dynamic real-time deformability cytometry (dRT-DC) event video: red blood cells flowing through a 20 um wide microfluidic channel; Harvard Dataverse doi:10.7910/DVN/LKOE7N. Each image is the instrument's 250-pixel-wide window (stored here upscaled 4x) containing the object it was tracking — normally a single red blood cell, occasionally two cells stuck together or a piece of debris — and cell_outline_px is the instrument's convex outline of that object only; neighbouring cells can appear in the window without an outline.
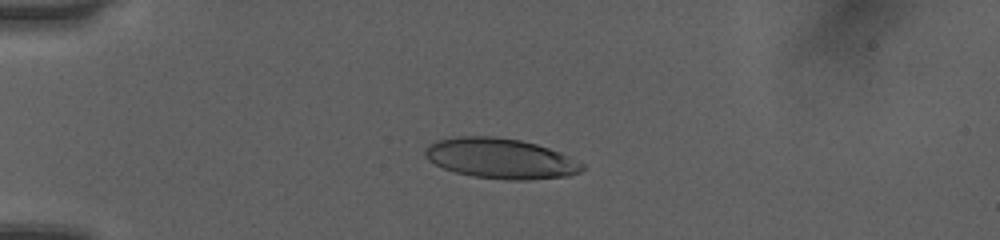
{"species": "human", "species_latin": "Homo sapiens", "temperature_condition": "room temperature", "stored_images_in_passage": 29, "camera_frame_rate_fps": 3000, "um_per_image_px": 0.085, "donor": {"sex": "female"}, "frame": {"image": 1, "passage_image": 3, "time_ms": 0.667, "image_size_px": [1000, 240], "cell_outline_px": [[568, 172], [556, 176], [484, 176], [464, 172], [436, 144], [448, 140], [512, 140], [532, 144], [544, 148], [552, 152], [556, 156]], "centroid_in_image_um": [42.71, 13.45], "position_along_channel_um": 42.3, "area_um2": 26.18}}
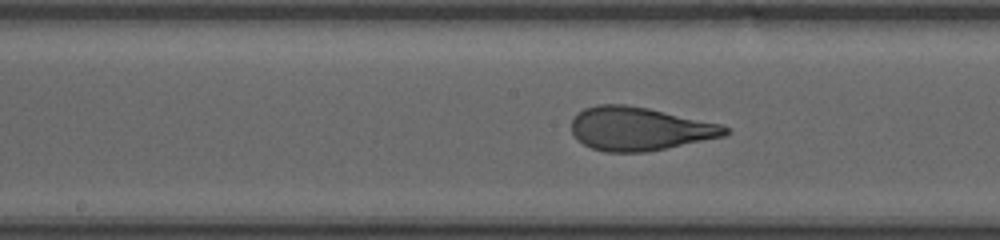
{"frame": {"image": 2, "passage_image": 17, "time_ms": 5.333, "image_size_px": [1000, 240], "cell_outline_px": [[728, 132], [716, 136], [660, 148], [596, 148], [588, 144], [576, 132], [576, 116], [592, 108], [640, 108], [728, 128]], "centroid_in_image_um": [54.4, 10.94], "position_along_channel_um": 193.8, "area_um2": 32.48}}
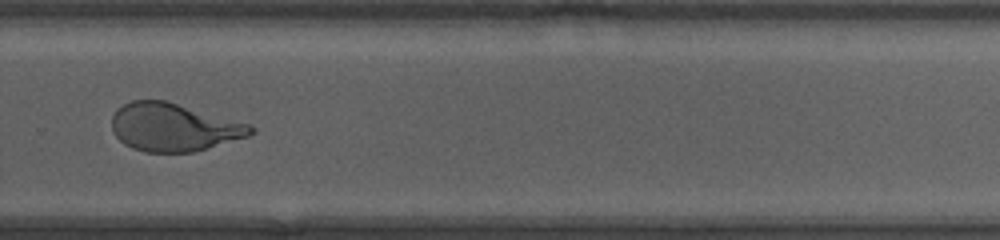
{"frame": {"image": 3, "passage_image": 26, "time_ms": 8.333, "image_size_px": [1000, 240], "cell_outline_px": [[252, 132], [240, 136], [200, 148], [184, 152], [156, 152], [140, 148], [128, 144], [140, 100], [160, 100], [252, 128]], "centroid_in_image_um": [15.22, 10.9], "position_along_channel_um": 314.6, "area_um2": 29.94}}